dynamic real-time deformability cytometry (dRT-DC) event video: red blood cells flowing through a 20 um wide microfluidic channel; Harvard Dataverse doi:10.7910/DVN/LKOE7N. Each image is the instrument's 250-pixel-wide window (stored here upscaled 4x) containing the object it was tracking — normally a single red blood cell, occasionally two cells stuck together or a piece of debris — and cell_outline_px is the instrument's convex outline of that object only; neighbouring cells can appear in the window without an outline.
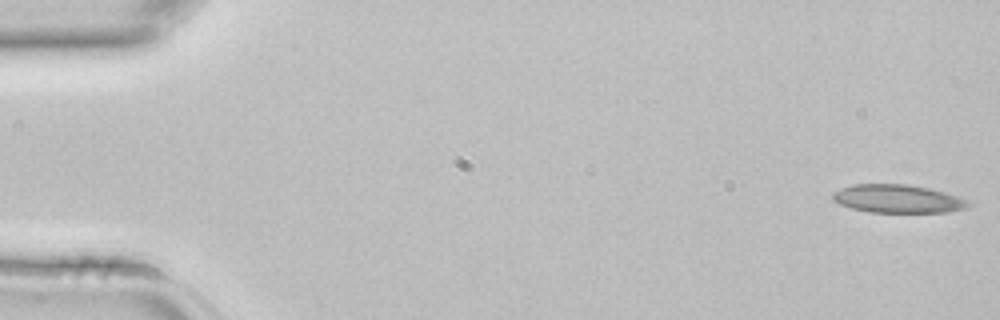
{"species": "common noctule bat (a hibernating species)", "species_latin": "Nyctalus noctula", "temperature_condition": "room temperature", "stored_images_in_passage": 4, "camera_frame_rate_fps": 3000, "um_per_image_px": 0.085, "animal": {"sex": "female", "body_mass_g": 22.7, "forearm_length_mm": 54.2}, "frame": {"image": 1, "passage_image": 1, "time_ms": 0.0, "image_size_px": [1000, 320], "cell_outline_px": [[972, 204], [968, 208], [944, 212], [868, 212], [852, 208], [840, 204], [832, 200], [832, 192], [840, 188], [852, 184], [904, 184], [928, 188], [944, 192], [956, 196]], "centroid_in_image_um": [76.25, 16.89], "position_along_channel_um": 8.7, "area_um2": 22.2}}